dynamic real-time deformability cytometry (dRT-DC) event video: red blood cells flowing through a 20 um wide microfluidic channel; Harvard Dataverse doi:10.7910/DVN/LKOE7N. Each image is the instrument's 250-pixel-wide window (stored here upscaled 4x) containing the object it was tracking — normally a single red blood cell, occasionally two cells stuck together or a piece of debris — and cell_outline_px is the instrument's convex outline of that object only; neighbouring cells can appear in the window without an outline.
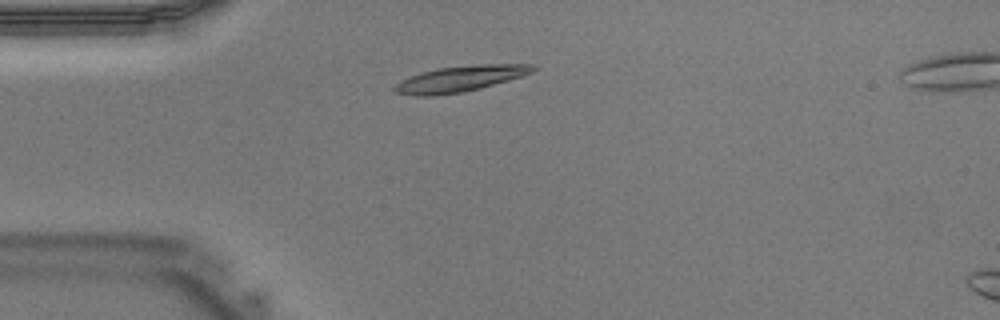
{"species": "Egyptian fruit bat (a non-hibernating species)", "species_latin": "Rousettus aegyptiacus", "temperature_condition": "warm", "stored_images_in_passage": 36, "camera_frame_rate_fps": 3000, "um_per_image_px": 0.085, "animal": {"sex": "male"}, "frame": {"image": 1, "passage_image": 6, "time_ms": 1.667, "image_size_px": [1000, 320], "cell_outline_px": [[536, 68], [532, 72], [520, 76], [480, 88], [460, 92], [436, 96], [416, 96], [396, 92], [392, 88], [400, 80], [424, 72], [440, 68], [472, 64], [532, 64]], "centroid_in_image_um": [39.08, 6.69], "position_along_channel_um": 45.9, "area_um2": 20.46}}
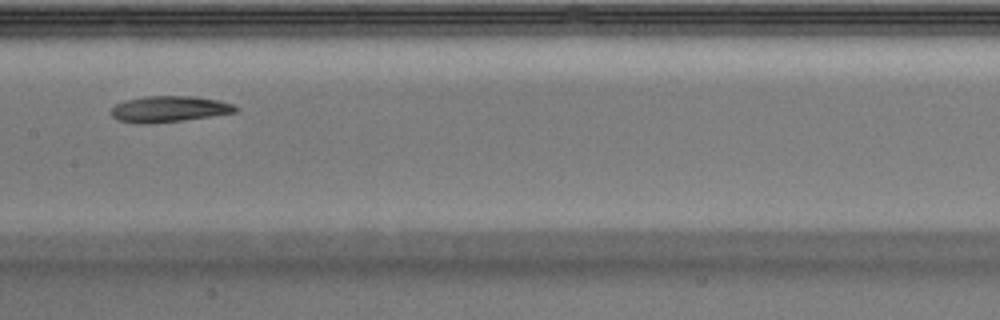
{"frame": {"image": 2, "passage_image": 16, "time_ms": 5.0, "image_size_px": [1000, 320], "cell_outline_px": [[240, 108], [236, 112], [212, 116], [184, 120], [152, 124], [136, 124], [116, 120], [108, 112], [116, 104], [124, 100], [144, 96], [196, 96], [220, 100], [232, 104]], "centroid_in_image_um": [14.34, 9.27], "position_along_channel_um": 193.1, "area_um2": 19.36}}
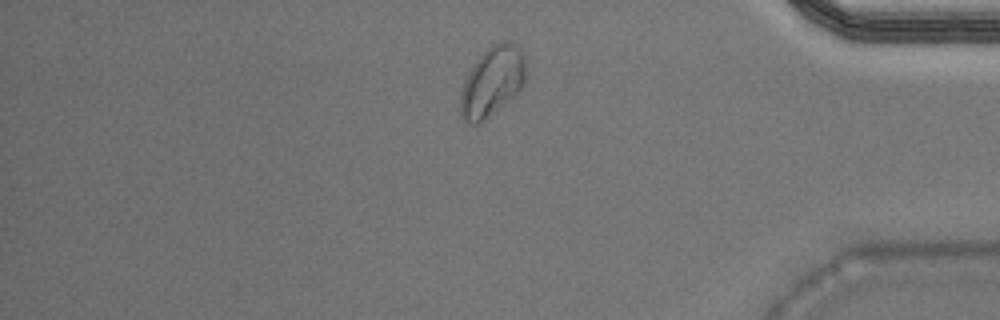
{"frame": {"image": 3, "passage_image": 30, "time_ms": 9.667, "image_size_px": [1000, 320], "cell_outline_px": [[524, 80], [520, 88], [508, 100], [476, 124], [468, 124], [460, 116], [460, 96], [464, 80], [476, 60], [492, 44], [516, 44], [520, 48], [524, 56]], "centroid_in_image_um": [41.79, 6.94], "position_along_channel_um": 393.4, "area_um2": 25.49}}